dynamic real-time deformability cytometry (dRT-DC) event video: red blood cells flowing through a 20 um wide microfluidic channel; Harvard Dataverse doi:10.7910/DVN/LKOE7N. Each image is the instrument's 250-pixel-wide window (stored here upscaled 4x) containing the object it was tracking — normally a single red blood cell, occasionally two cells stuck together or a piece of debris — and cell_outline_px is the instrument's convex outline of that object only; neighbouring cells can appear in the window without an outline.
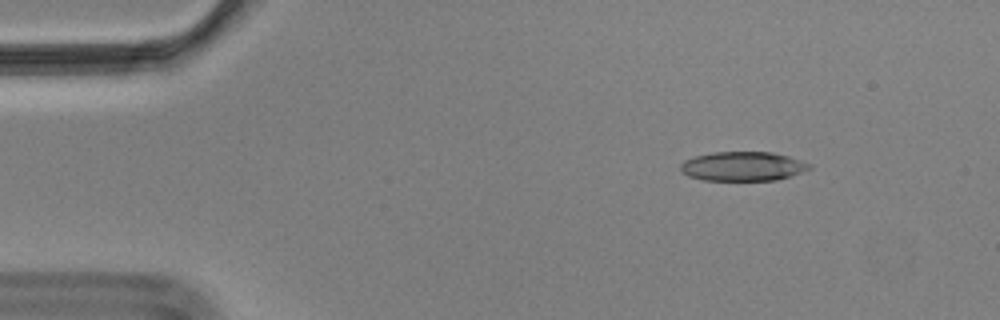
{"species": "Egyptian fruit bat (a non-hibernating species)", "species_latin": "Rousettus aegyptiacus", "temperature_condition": "cold", "stored_images_in_passage": 50, "camera_frame_rate_fps": 3000, "um_per_image_px": 0.085, "animal": {"sex": "male"}, "frame": {"image": 1, "passage_image": 1, "time_ms": 0.0, "image_size_px": [1000, 320], "cell_outline_px": [[812, 168], [776, 180], [704, 180], [688, 176], [680, 172], [680, 164], [684, 160], [696, 156], [712, 152], [772, 152], [788, 156], [812, 164]], "centroid_in_image_um": [63.11, 14.13], "position_along_channel_um": 21.9, "area_um2": 21.91}}
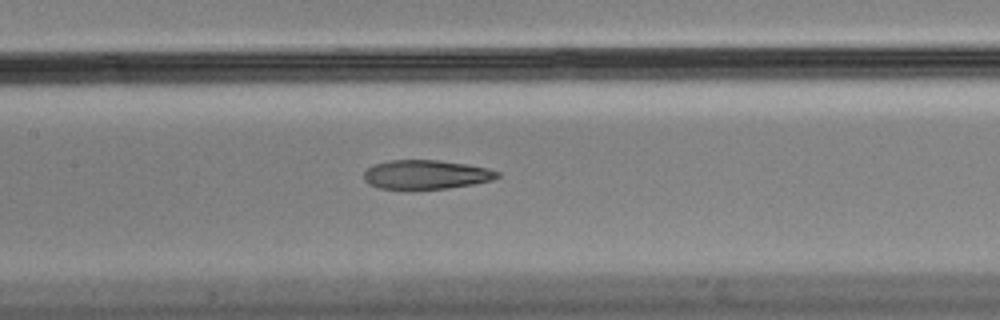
{"frame": {"image": 2, "passage_image": 20, "time_ms": 6.333, "image_size_px": [1000, 320], "cell_outline_px": [[500, 176], [492, 180], [472, 184], [448, 188], [412, 192], [408, 192], [380, 188], [368, 184], [364, 180], [364, 172], [368, 168], [376, 164], [392, 160], [440, 160], [488, 168], [500, 172]], "centroid_in_image_um": [36.18, 14.88], "position_along_channel_um": 171.2, "area_um2": 23.29}}
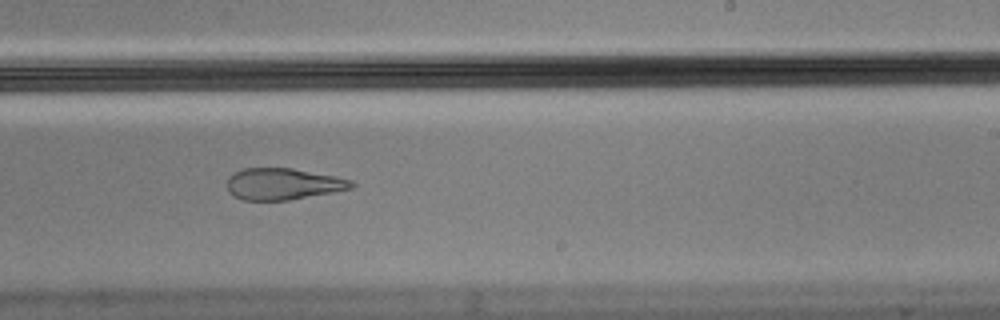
{"frame": {"image": 3, "passage_image": 28, "time_ms": 9.0, "image_size_px": [1000, 320], "cell_outline_px": [[356, 184], [352, 188], [332, 192], [288, 200], [244, 200], [232, 196], [228, 192], [228, 176], [244, 168], [292, 168], [336, 176], [352, 180]], "centroid_in_image_um": [24.05, 15.63], "position_along_channel_um": 264.9, "area_um2": 22.83}, "authors_computed_cell_mechanics": {"area_um2": 24.1604, "velocity_mm_per_s": 3.5295, "shape_relaxation_time_tau1_ms": null, "shape_relaxation_time_tau2_ms": 2.9769, "deformation_change_tau1": null, "deformation_change_tau2": 0.1209}}